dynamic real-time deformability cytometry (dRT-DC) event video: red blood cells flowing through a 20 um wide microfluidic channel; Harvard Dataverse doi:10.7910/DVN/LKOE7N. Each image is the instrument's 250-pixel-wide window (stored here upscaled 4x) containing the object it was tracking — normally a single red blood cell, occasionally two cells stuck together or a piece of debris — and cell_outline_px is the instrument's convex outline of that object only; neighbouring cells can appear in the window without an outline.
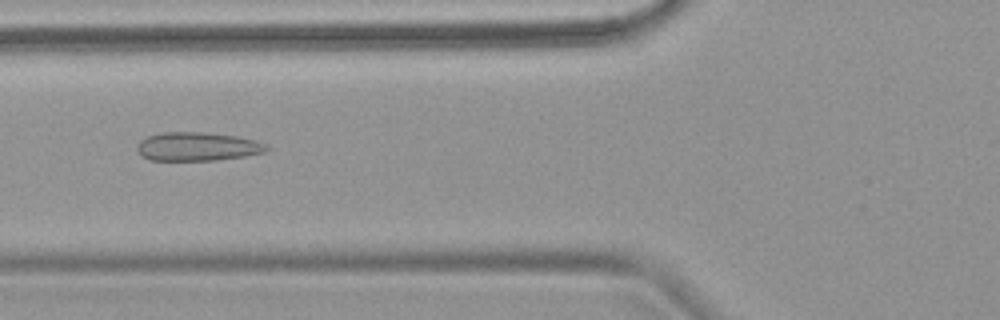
{"species": "common noctule bat (a hibernating species)", "species_latin": "Nyctalus noctula", "temperature_condition": "warm", "stored_images_in_passage": 6, "camera_frame_rate_fps": 3000, "um_per_image_px": 0.085, "animal": {"sex": "female", "body_mass_g": 18.4}, "frame": {"image": 1, "passage_image": 6, "time_ms": 5.667, "image_size_px": [1000, 320], "cell_outline_px": [[268, 148], [264, 152], [244, 156], [216, 160], [152, 160], [144, 156], [136, 148], [136, 144], [140, 140], [148, 136], [160, 132], [200, 132], [236, 136], [256, 140], [268, 144]], "centroid_in_image_um": [16.78, 12.45], "position_along_channel_um": 109.0, "area_um2": 21.5}}